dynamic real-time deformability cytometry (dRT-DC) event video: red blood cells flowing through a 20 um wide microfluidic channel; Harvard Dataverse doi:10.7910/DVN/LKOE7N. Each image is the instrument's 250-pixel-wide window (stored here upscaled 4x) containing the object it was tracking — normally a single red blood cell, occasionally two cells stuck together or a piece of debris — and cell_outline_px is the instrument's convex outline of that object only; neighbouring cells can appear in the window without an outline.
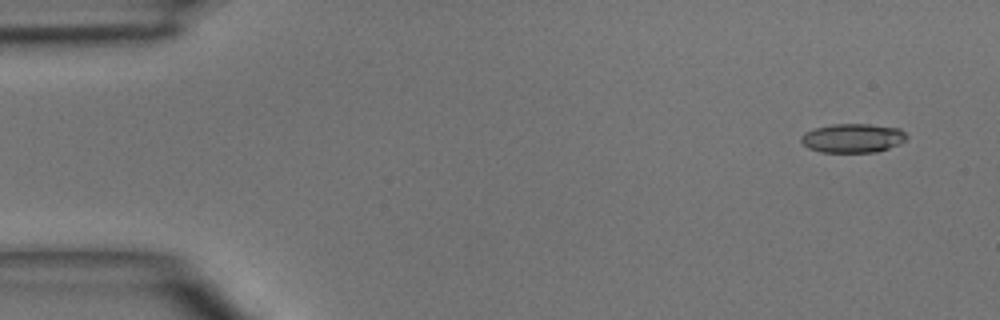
{"species": "common noctule bat (a hibernating species)", "species_latin": "Nyctalus noctula", "temperature_condition": "room temperature", "stored_images_in_passage": 5, "camera_frame_rate_fps": 3000, "um_per_image_px": 0.085, "animal": {"sex": "male", "body_mass_g": 15.6}, "frame": {"image": 1, "passage_image": 1, "time_ms": 0.0, "image_size_px": [1000, 320], "cell_outline_px": [[908, 136], [900, 144], [876, 152], [820, 152], [808, 148], [800, 140], [800, 136], [804, 132], [816, 128], [832, 124], [868, 124], [900, 128]], "centroid_in_image_um": [72.47, 11.74], "position_along_channel_um": 12.5, "area_um2": 17.86}}